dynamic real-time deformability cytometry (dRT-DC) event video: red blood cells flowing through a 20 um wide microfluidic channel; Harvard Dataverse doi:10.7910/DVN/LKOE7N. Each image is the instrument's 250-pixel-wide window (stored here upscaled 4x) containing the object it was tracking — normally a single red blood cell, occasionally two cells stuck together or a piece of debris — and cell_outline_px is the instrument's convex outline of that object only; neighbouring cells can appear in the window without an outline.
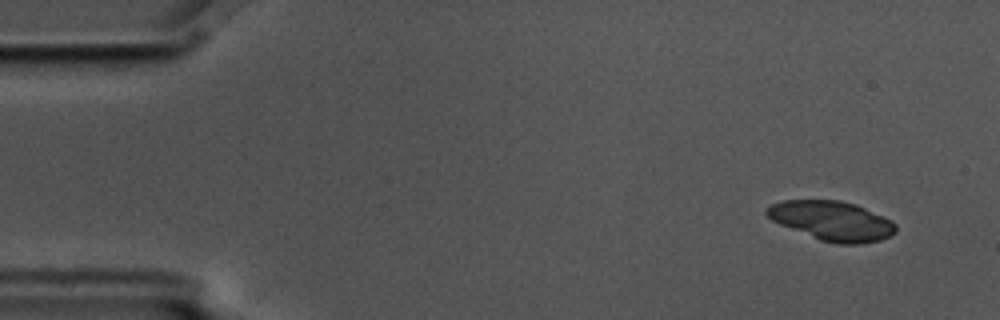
{"species": "common noctule bat (a hibernating species)", "species_latin": "Nyctalus noctula", "temperature_condition": "cold", "stored_images_in_passage": 7, "camera_frame_rate_fps": 3000, "um_per_image_px": 0.085, "animal": {"sex": "male", "body_mass_g": 17.5, "forearm_length_mm": 52.3}, "frame": {"image": 1, "passage_image": 1, "time_ms": 0.0, "image_size_px": [1000, 320], "cell_outline_px": [[896, 232], [880, 240], [856, 244], [840, 244], [820, 240], [780, 224], [772, 220], [764, 212], [772, 204], [784, 200], [840, 200], [856, 204], [892, 220], [896, 224]], "centroid_in_image_um": [70.73, 18.76], "position_along_channel_um": 14.3, "area_um2": 29.42}}